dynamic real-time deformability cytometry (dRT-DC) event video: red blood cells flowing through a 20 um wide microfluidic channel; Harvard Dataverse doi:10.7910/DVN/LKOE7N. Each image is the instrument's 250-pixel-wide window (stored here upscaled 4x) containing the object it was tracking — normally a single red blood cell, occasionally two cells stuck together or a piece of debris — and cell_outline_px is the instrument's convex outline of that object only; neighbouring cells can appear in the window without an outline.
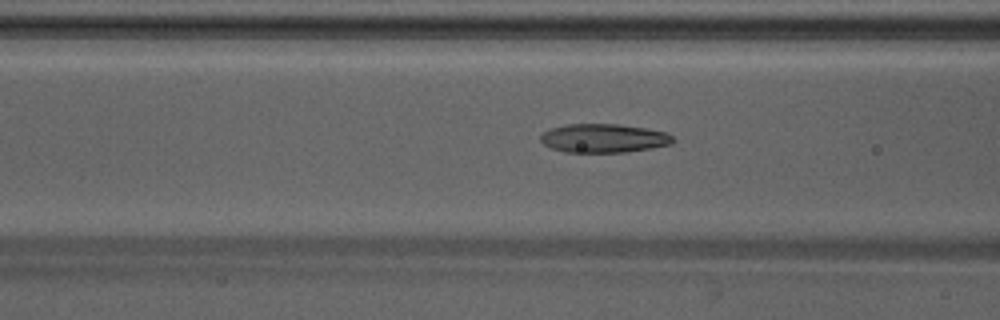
{"species": "Egyptian fruit bat (a non-hibernating species)", "species_latin": "Rousettus aegyptiacus", "temperature_condition": "warm", "stored_images_in_passage": 49, "camera_frame_rate_fps": 3000, "um_per_image_px": 0.085, "animal": {"sex": "male"}, "frame": {"image": 1, "passage_image": 20, "time_ms": 6.333, "image_size_px": [1000, 320], "cell_outline_px": [[672, 144], [652, 148], [624, 152], [564, 152], [552, 148], [544, 144], [540, 140], [540, 136], [544, 132], [552, 128], [568, 124], [620, 124], [668, 132], [672, 136]], "centroid_in_image_um": [51.32, 11.75], "position_along_channel_um": 115.3, "area_um2": 22.08}}
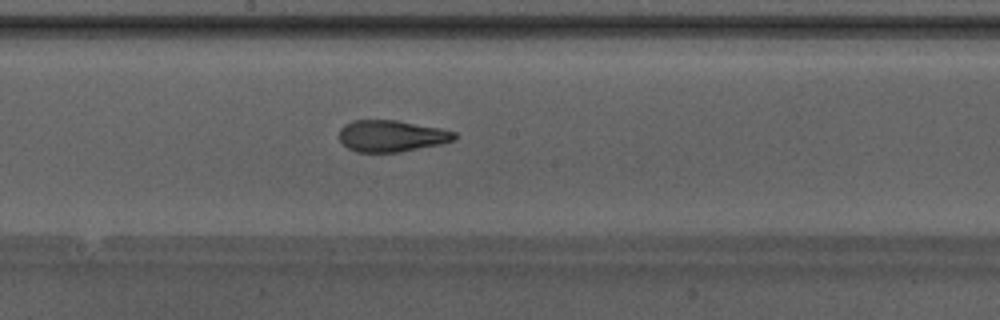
{"frame": {"image": 2, "passage_image": 27, "time_ms": 8.667, "image_size_px": [1000, 320], "cell_outline_px": [[456, 140], [440, 144], [400, 152], [356, 152], [348, 148], [340, 140], [340, 128], [344, 124], [352, 120], [396, 120], [440, 128], [456, 132]], "centroid_in_image_um": [33.28, 11.55], "position_along_channel_um": 214.9, "area_um2": 21.21}}
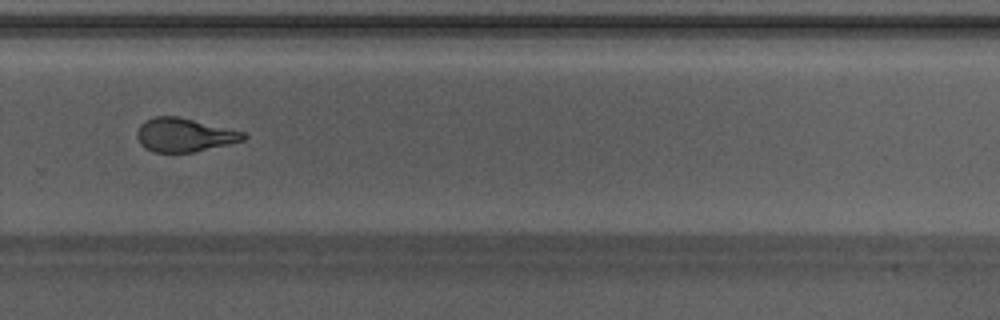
{"frame": {"image": 3, "passage_image": 34, "time_ms": 11.0, "image_size_px": [1000, 320], "cell_outline_px": [[248, 136], [244, 140], [228, 144], [192, 152], [152, 152], [144, 148], [140, 144], [136, 136], [136, 132], [140, 124], [156, 116], [180, 116], [244, 132]], "centroid_in_image_um": [15.64, 11.47], "position_along_channel_um": 314.2, "area_um2": 20.87}, "authors_computed_cell_mechanics": {"area_um2": 21.7906, "velocity_mm_per_s": 4.2663, "shape_relaxation_time_tau1_ms": 6.8166, "shape_relaxation_time_tau2_ms": 1.3352, "deformation_change_tau1": 0.2308, "deformation_change_tau2": 0.0882}}